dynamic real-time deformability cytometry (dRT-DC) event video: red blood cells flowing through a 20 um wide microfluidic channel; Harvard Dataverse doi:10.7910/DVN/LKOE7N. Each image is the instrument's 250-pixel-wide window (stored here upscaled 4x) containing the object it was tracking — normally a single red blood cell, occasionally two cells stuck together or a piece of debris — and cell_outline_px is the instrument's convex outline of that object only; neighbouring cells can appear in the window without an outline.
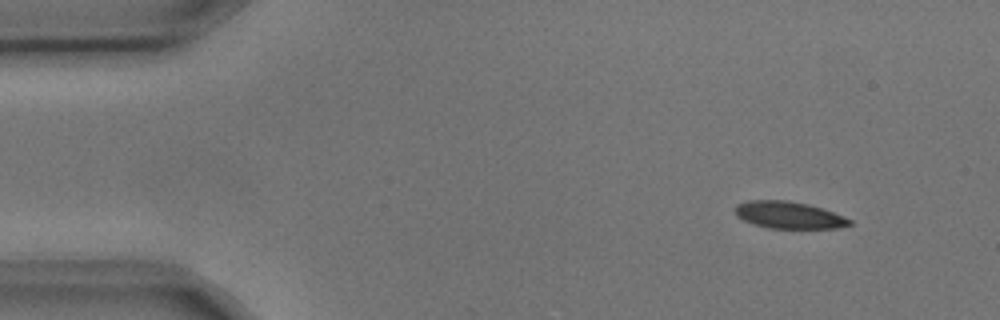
{"species": "common noctule bat (a hibernating species)", "species_latin": "Nyctalus noctula", "temperature_condition": "cold", "stored_images_in_passage": 2, "camera_frame_rate_fps": 3000, "um_per_image_px": 0.085, "animal": {"sex": "male", "body_mass_g": 17.9, "forearm_length_mm": 54.2}, "frame": {"image": 1, "passage_image": 1, "time_ms": 0.0, "image_size_px": [1000, 320], "cell_outline_px": [[852, 224], [836, 228], [768, 228], [744, 220], [736, 216], [736, 204], [748, 200], [788, 200], [808, 204], [844, 216], [852, 220]], "centroid_in_image_um": [67.05, 18.27], "position_along_channel_um": 18.0, "area_um2": 17.86}}